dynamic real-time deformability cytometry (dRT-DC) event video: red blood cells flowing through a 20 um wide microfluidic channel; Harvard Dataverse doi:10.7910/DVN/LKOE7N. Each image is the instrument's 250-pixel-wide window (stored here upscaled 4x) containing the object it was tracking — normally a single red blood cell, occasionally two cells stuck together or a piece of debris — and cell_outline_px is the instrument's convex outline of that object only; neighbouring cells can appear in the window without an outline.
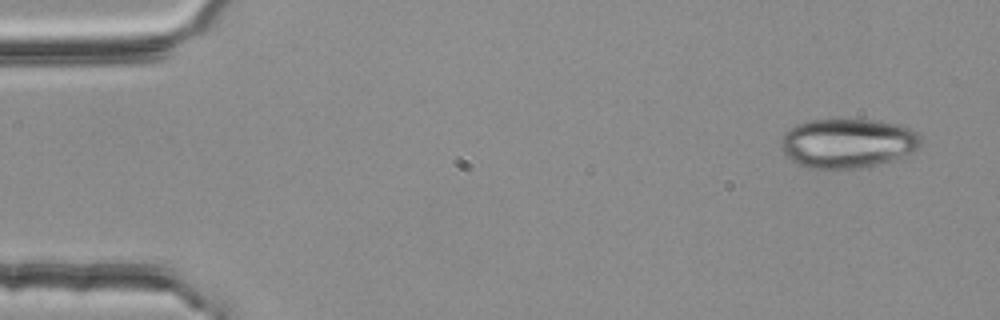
{"species": "common noctule bat (a hibernating species)", "species_latin": "Nyctalus noctula", "temperature_condition": "room temperature", "stored_images_in_passage": 3, "camera_frame_rate_fps": 3000, "um_per_image_px": 0.085, "animal": {"sex": "female", "body_mass_g": 25.1}, "frame": {"image": 1, "passage_image": 1, "time_ms": 0.0, "image_size_px": [1000, 320], "cell_outline_px": [[920, 148], [912, 152], [876, 164], [852, 168], [808, 168], [784, 156], [780, 148], [780, 144], [784, 132], [808, 120], [880, 120], [900, 124], [916, 132], [920, 136]], "centroid_in_image_um": [72.02, 12.16], "position_along_channel_um": 13.0, "area_um2": 39.88}}